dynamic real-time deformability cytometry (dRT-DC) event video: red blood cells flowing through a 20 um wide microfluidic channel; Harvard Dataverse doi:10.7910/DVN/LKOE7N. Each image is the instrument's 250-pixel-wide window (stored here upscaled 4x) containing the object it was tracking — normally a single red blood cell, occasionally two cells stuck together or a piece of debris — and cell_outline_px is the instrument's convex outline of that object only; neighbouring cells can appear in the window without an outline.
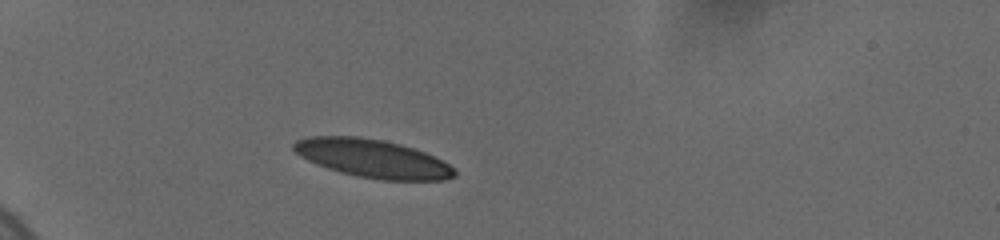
{"species": "human", "species_latin": "Homo sapiens", "temperature_condition": "cold", "stored_images_in_passage": 10, "camera_frame_rate_fps": 3000, "um_per_image_px": 0.085, "donor": {"sex": "female"}, "frame": {"image": 1, "passage_image": 1, "time_ms": 0.0, "image_size_px": [1000, 240], "cell_outline_px": [[456, 176], [444, 180], [380, 180], [356, 176], [340, 172], [316, 164], [300, 156], [292, 148], [292, 144], [296, 140], [304, 136], [360, 136], [384, 140], [400, 144], [424, 152], [456, 168]], "centroid_in_image_um": [31.64, 13.47], "position_along_channel_um": 53.4, "area_um2": 35.95}}
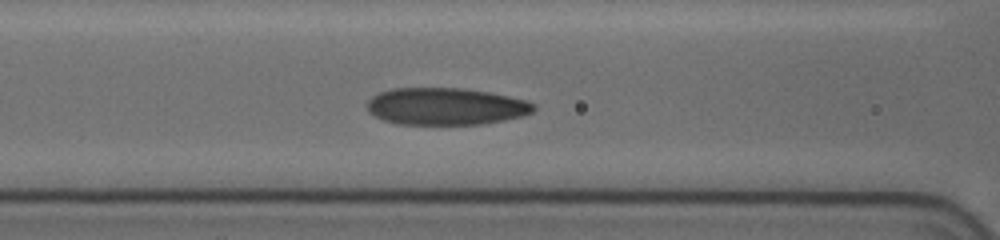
{"frame": {"image": 2, "passage_image": 7, "time_ms": 3.0, "image_size_px": [1000, 240], "cell_outline_px": [[536, 108], [532, 112], [520, 116], [484, 124], [396, 124], [384, 120], [368, 112], [364, 104], [372, 96], [380, 92], [392, 88], [460, 88], [488, 92], [508, 96], [524, 100], [536, 104]], "centroid_in_image_um": [37.84, 9.04], "position_along_channel_um": 128.8, "area_um2": 36.01}}
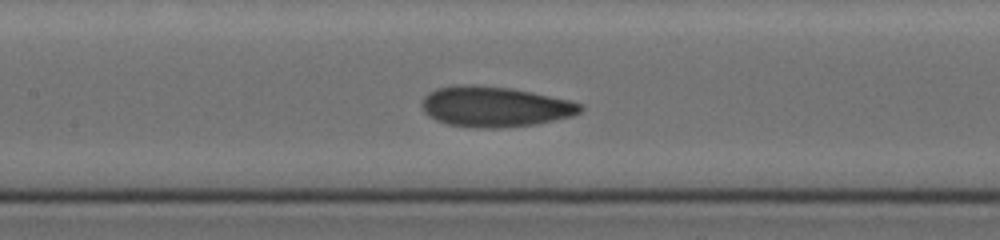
{"frame": {"image": 3, "passage_image": 9, "time_ms": 4.0, "image_size_px": [1000, 240], "cell_outline_px": [[584, 108], [580, 112], [572, 116], [536, 124], [496, 128], [476, 128], [448, 124], [436, 120], [428, 116], [424, 112], [420, 104], [424, 96], [428, 92], [436, 88], [464, 84], [472, 84], [512, 88], [572, 100], [584, 104]], "centroid_in_image_um": [42.06, 9.06], "position_along_channel_um": 165.3, "area_um2": 37.69}}